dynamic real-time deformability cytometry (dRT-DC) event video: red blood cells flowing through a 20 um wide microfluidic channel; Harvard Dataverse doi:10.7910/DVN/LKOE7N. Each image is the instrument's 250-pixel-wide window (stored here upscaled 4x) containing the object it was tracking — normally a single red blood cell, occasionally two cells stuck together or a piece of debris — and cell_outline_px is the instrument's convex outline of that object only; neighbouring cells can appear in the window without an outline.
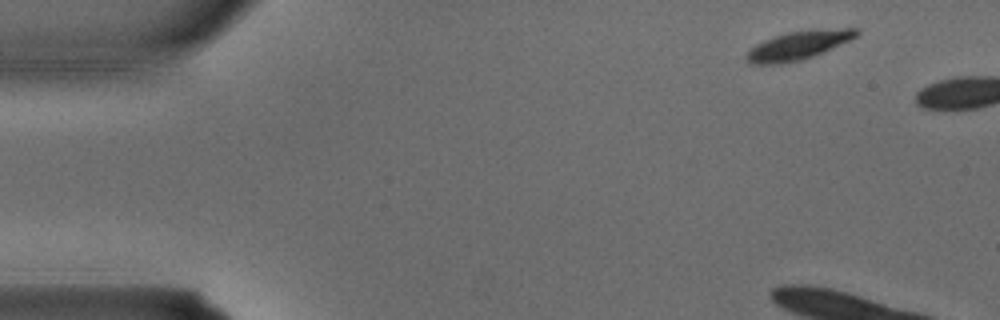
{"species": "common noctule bat (a hibernating species)", "species_latin": "Nyctalus noctula", "temperature_condition": "warm", "stored_images_in_passage": 2, "camera_frame_rate_fps": 3000, "um_per_image_px": 0.085, "animal": {"sex": "male", "body_mass_g": 15.6}, "frame": {"image": 1, "passage_image": 1, "time_ms": 0.0, "image_size_px": [1000, 320], "cell_outline_px": [[860, 32], [856, 36], [848, 40], [812, 56], [800, 60], [784, 64], [748, 64], [744, 56], [756, 44], [764, 40], [788, 32], [844, 28], [856, 28]], "centroid_in_image_um": [67.78, 3.88], "position_along_channel_um": 17.2, "area_um2": 17.8}}